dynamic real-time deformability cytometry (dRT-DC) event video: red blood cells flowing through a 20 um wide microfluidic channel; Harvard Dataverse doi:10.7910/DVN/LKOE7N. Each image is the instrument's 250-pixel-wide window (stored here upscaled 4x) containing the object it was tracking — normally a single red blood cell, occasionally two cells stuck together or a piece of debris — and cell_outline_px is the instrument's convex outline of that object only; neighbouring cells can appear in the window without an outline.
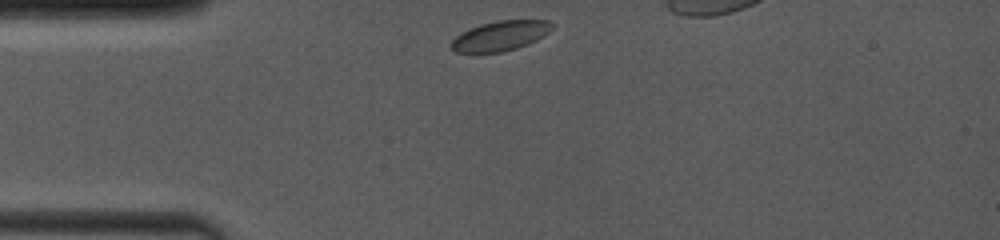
{"species": "common noctule bat (a hibernating species)", "species_latin": "Nyctalus noctula", "temperature_condition": "room temperature", "stored_images_in_passage": 14, "camera_frame_rate_fps": 4000, "um_per_image_px": 0.085, "animal": {"sex": "female", "body_mass_g": 19.0, "forearm_length_mm": 53.3}, "frame": {"image": 1, "passage_image": 1, "time_ms": 0.0, "image_size_px": [1000, 240], "cell_outline_px": [[552, 28], [544, 36], [528, 44], [516, 48], [500, 52], [456, 52], [452, 48], [452, 40], [460, 32], [480, 24], [500, 20], [548, 20], [552, 24]], "centroid_in_image_um": [42.53, 3.03], "position_along_channel_um": 42.5, "area_um2": 17.34}}
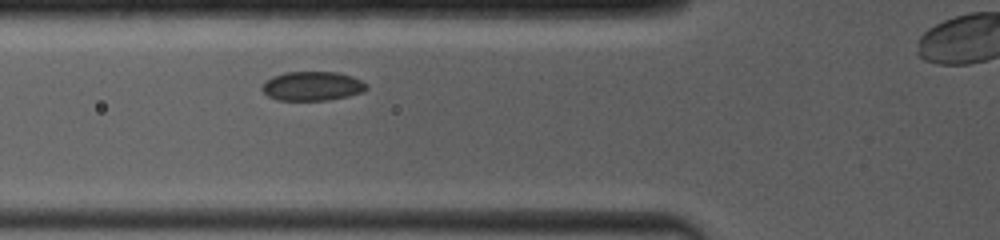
{"frame": {"image": 2, "passage_image": 8, "time_ms": 2.0, "image_size_px": [1000, 240], "cell_outline_px": [[368, 88], [364, 92], [348, 96], [328, 100], [276, 100], [268, 96], [260, 88], [272, 76], [284, 72], [336, 72], [352, 76], [368, 84]], "centroid_in_image_um": [26.56, 7.32], "position_along_channel_um": 99.2, "area_um2": 17.8}}
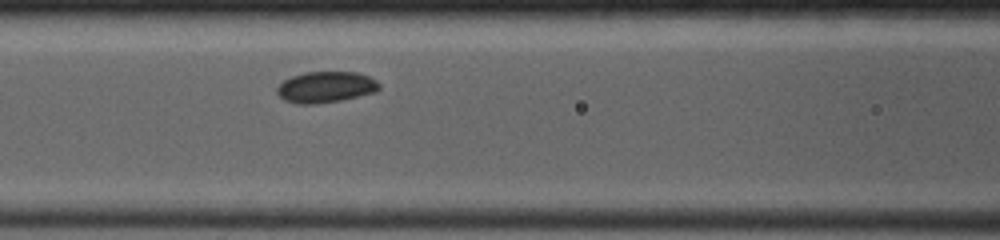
{"frame": {"image": 3, "passage_image": 10, "time_ms": 3.0, "image_size_px": [1000, 240], "cell_outline_px": [[380, 88], [376, 92], [340, 100], [316, 104], [296, 104], [284, 100], [276, 92], [276, 88], [284, 80], [292, 76], [304, 72], [356, 72], [368, 76], [376, 80], [380, 84]], "centroid_in_image_um": [27.68, 7.4], "position_along_channel_um": 138.9, "area_um2": 18.55}}